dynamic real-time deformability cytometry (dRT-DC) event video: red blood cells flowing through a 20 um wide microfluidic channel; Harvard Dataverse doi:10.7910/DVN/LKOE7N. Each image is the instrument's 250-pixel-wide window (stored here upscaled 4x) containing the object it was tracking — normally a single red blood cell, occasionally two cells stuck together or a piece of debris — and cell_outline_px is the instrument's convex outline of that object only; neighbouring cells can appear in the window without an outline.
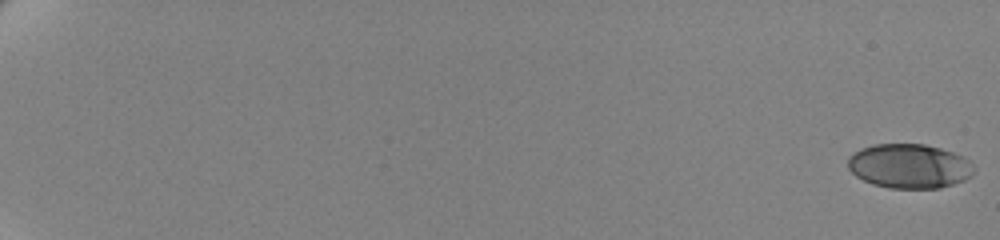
{"species": "human", "species_latin": "Homo sapiens", "temperature_condition": "cold", "stored_images_in_passage": 62, "camera_frame_rate_fps": 3000, "um_per_image_px": 0.085, "donor": {"sex": "female"}, "frame": {"image": 1, "passage_image": 1, "time_ms": 0.0, "image_size_px": [1000, 240], "cell_outline_px": [[976, 168], [972, 176], [964, 180], [940, 188], [888, 188], [872, 184], [856, 176], [848, 168], [848, 156], [860, 148], [872, 144], [924, 144], [940, 148], [964, 156]], "centroid_in_image_um": [77.29, 14.11], "position_along_channel_um": 7.7, "area_um2": 32.83}}
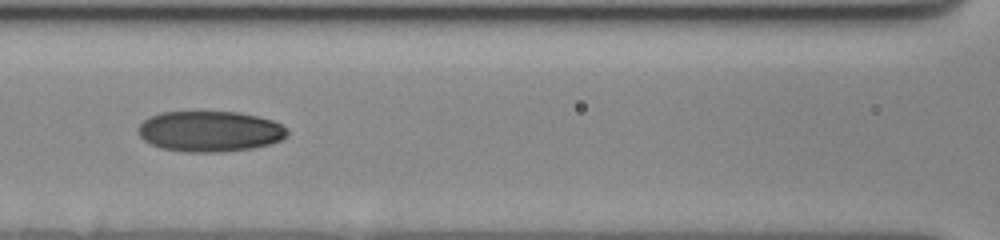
{"frame": {"image": 2, "passage_image": 33, "time_ms": 10.667, "image_size_px": [1000, 240], "cell_outline_px": [[288, 136], [280, 140], [268, 144], [252, 148], [220, 152], [184, 152], [160, 148], [144, 140], [136, 132], [136, 128], [148, 116], [160, 112], [196, 108], [240, 112], [272, 120], [288, 128]], "centroid_in_image_um": [17.78, 11.11], "position_along_channel_um": 148.8, "area_um2": 36.7}}
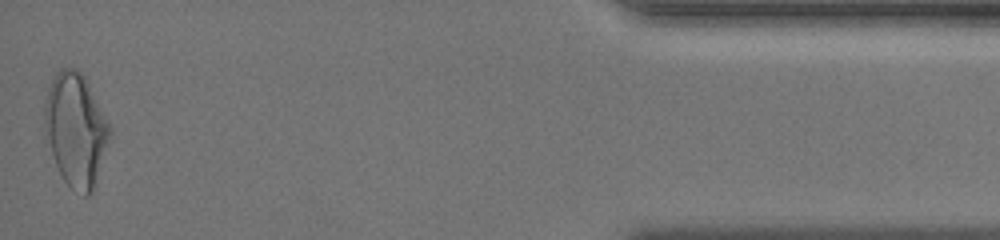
{"frame": {"image": 3, "passage_image": 62, "time_ms": 20.333, "image_size_px": [1000, 240], "cell_outline_px": [[112, 136], [92, 192], [88, 196], [84, 196], [72, 188], [64, 180], [56, 164], [48, 140], [44, 120], [44, 104], [48, 88], [56, 72], [60, 68], [76, 68], [84, 76], [112, 128]], "centroid_in_image_um": [6.47, 11.01], "position_along_channel_um": 428.7, "area_um2": 42.66}, "authors_computed_cell_mechanics": {"area_um2": 34.2465, "velocity_mm_per_s": 3.5001, "shape_relaxation_time_tau1_ms": 5.8856, "shape_relaxation_time_tau2_ms": 2.9043, "deformation_change_tau1": 0.1583, "deformation_change_tau2": 0.0767}}